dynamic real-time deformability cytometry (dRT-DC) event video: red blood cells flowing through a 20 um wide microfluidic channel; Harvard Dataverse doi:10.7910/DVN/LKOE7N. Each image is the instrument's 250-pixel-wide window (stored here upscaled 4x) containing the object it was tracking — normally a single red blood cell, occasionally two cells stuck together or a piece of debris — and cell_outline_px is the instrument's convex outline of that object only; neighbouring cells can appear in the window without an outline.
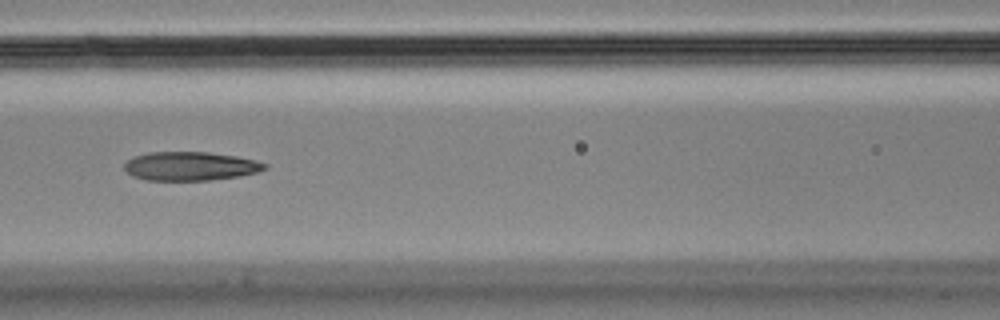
{"species": "Egyptian fruit bat (a non-hibernating species)", "species_latin": "Rousettus aegyptiacus", "temperature_condition": "cold", "stored_images_in_passage": 12, "camera_frame_rate_fps": 3000, "um_per_image_px": 0.085, "animal": {"sex": "male"}, "frame": {"image": 1, "passage_image": 4, "time_ms": 1.0, "image_size_px": [1000, 320], "cell_outline_px": [[268, 168], [256, 172], [236, 176], [208, 180], [148, 180], [132, 176], [124, 168], [124, 164], [132, 156], [148, 152], [208, 152], [236, 156], [256, 160], [268, 164]], "centroid_in_image_um": [16.16, 14.11], "position_along_channel_um": 150.4, "area_um2": 23.47}}
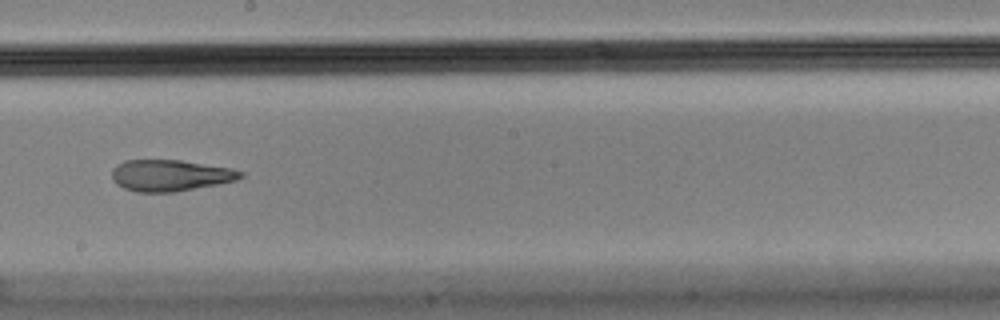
{"frame": {"image": 2, "passage_image": 6, "time_ms": 1.667, "image_size_px": [1000, 320], "cell_outline_px": [[244, 176], [236, 180], [176, 192], [136, 192], [124, 188], [116, 184], [112, 180], [112, 168], [116, 164], [124, 160], [180, 160], [232, 168], [244, 172]], "centroid_in_image_um": [14.44, 14.91], "position_along_channel_um": 233.8, "area_um2": 23.64}}
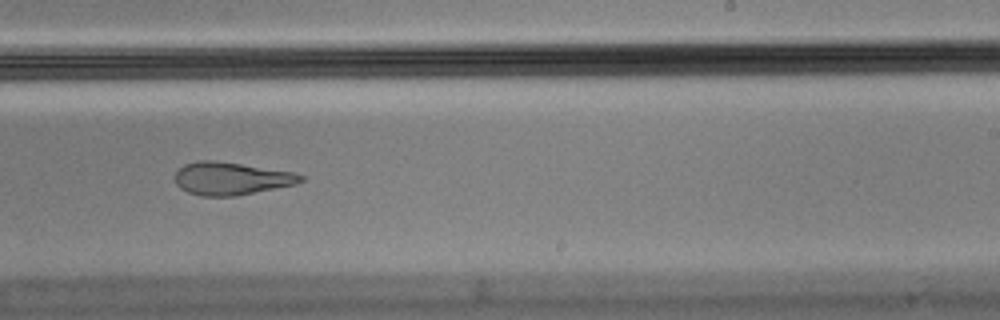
{"frame": {"image": 3, "passage_image": 7, "time_ms": 2.0, "image_size_px": [1000, 320], "cell_outline_px": [[304, 180], [296, 184], [236, 196], [200, 196], [188, 192], [180, 188], [176, 184], [176, 172], [184, 164], [196, 160], [212, 160], [240, 164], [292, 172], [304, 176]], "centroid_in_image_um": [19.62, 15.18], "position_along_channel_um": 269.4, "area_um2": 23.81}}